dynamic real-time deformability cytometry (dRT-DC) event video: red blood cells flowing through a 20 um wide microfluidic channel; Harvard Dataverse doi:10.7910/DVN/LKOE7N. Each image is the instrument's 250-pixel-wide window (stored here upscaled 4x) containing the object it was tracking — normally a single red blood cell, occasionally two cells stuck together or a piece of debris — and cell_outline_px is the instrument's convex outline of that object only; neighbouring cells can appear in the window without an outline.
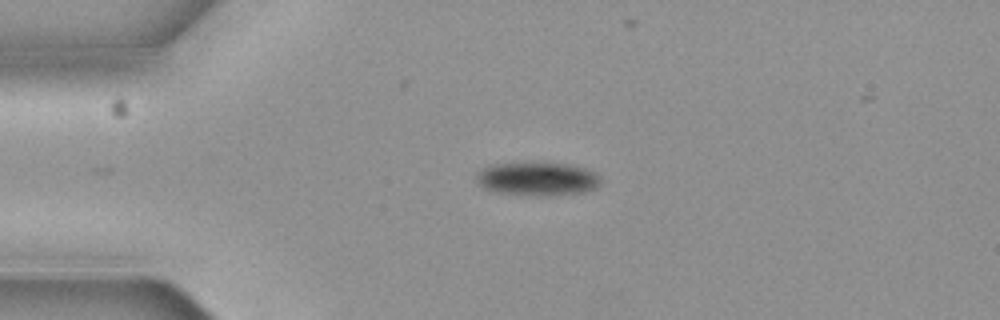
{"species": "common noctule bat (a hibernating species)", "species_latin": "Nyctalus noctula", "temperature_condition": "cold", "stored_images_in_passage": 4, "camera_frame_rate_fps": 3000, "um_per_image_px": 0.085, "animal": {"sex": "female", "body_mass_g": 19.3, "forearm_length_mm": 54.1}, "frame": {"image": 1, "passage_image": 3, "time_ms": 0.667, "image_size_px": [1000, 320], "cell_outline_px": [[600, 184], [596, 188], [584, 192], [500, 192], [484, 188], [476, 180], [476, 172], [480, 168], [488, 164], [524, 160], [544, 160], [572, 164], [596, 172], [600, 176]], "centroid_in_image_um": [45.64, 15.06], "position_along_channel_um": 39.4, "area_um2": 24.28}}